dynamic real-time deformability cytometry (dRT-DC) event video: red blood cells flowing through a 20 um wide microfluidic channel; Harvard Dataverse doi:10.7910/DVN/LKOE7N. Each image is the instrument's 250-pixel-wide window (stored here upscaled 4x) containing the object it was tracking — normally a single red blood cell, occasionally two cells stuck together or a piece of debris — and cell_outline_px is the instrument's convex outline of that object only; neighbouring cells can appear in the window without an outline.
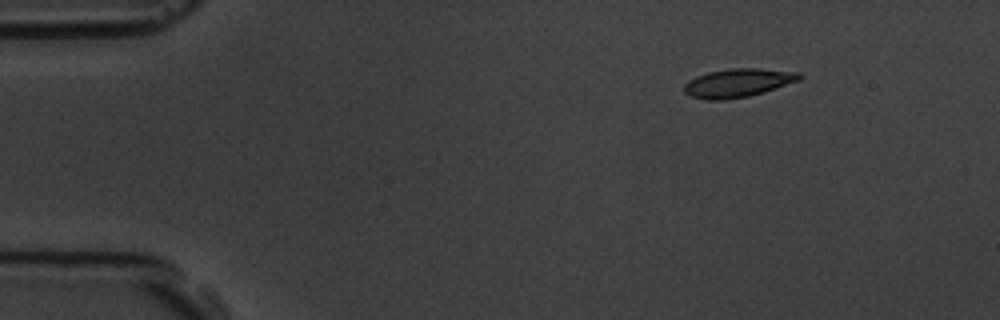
{"species": "common noctule bat (a hibernating species)", "species_latin": "Nyctalus noctula", "temperature_condition": "room temperature", "stored_images_in_passage": 5, "segment_of_instrument_passage": [2, 2], "camera_frame_rate_fps": 3000, "um_per_image_px": 0.085, "animal": {"sex": "male", "body_mass_g": 19.5, "forearm_length_mm": 54.6}, "frame": {"image": 1, "passage_image": 5, "time_ms": 6.333, "image_size_px": [1000, 320], "cell_outline_px": [[804, 76], [800, 80], [764, 92], [748, 96], [724, 100], [708, 100], [692, 96], [684, 92], [684, 84], [688, 80], [696, 76], [708, 72], [732, 68], [760, 68], [800, 72]], "centroid_in_image_um": [62.75, 7.03], "position_along_channel_um": 22.3, "area_um2": 19.25}}